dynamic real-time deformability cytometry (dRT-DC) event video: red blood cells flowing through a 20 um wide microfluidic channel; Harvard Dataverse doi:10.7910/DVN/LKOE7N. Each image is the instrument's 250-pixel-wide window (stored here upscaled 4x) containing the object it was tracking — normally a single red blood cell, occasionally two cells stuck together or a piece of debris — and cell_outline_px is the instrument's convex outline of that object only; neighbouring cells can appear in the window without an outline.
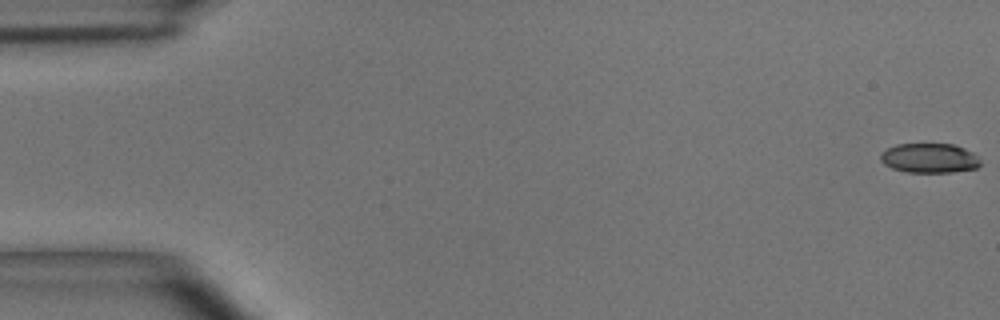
{"species": "common noctule bat (a hibernating species)", "species_latin": "Nyctalus noctula", "temperature_condition": "room temperature", "stored_images_in_passage": 49, "camera_frame_rate_fps": 3000, "um_per_image_px": 0.085, "animal": {"sex": "male", "body_mass_g": 15.6}, "frame": {"image": 1, "passage_image": 1, "time_ms": 0.0, "image_size_px": [1000, 320], "cell_outline_px": [[980, 164], [976, 168], [952, 172], [908, 172], [892, 168], [884, 164], [880, 160], [880, 156], [888, 148], [896, 144], [952, 144], [964, 148], [972, 152], [980, 160]], "centroid_in_image_um": [79.0, 13.44], "position_along_channel_um": 6.0, "area_um2": 17.05}}
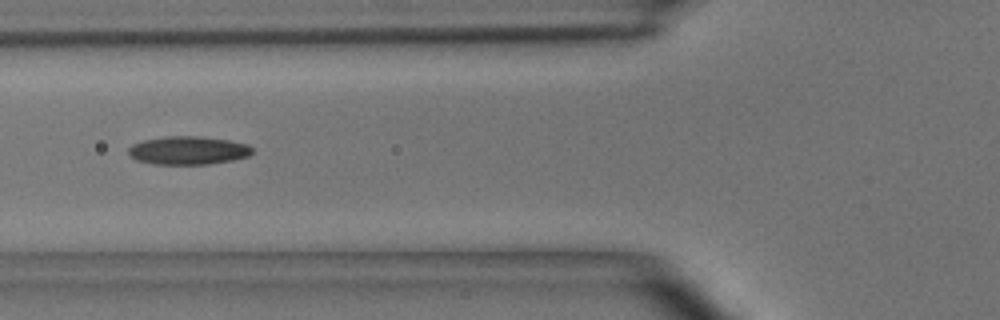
{"frame": {"image": 2, "passage_image": 19, "time_ms": 6.0, "image_size_px": [1000, 320], "cell_outline_px": [[252, 152], [248, 156], [232, 160], [208, 164], [152, 164], [136, 160], [128, 152], [128, 148], [132, 144], [144, 140], [164, 136], [200, 136], [228, 140], [248, 144], [252, 148]], "centroid_in_image_um": [15.98, 12.78], "position_along_channel_um": 109.8, "area_um2": 20.4}}
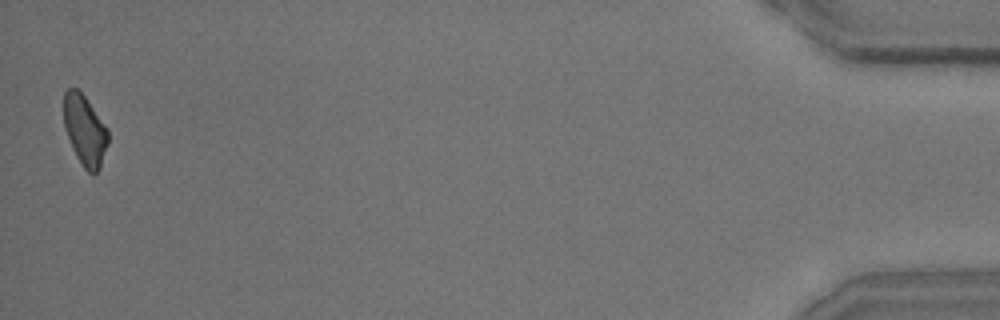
{"frame": {"image": 3, "passage_image": 49, "time_ms": 16.0, "image_size_px": [1000, 320], "cell_outline_px": [[108, 144], [100, 168], [92, 176], [84, 168], [76, 156], [72, 148], [64, 128], [64, 92], [68, 88], [76, 88], [84, 96], [108, 128]], "centroid_in_image_um": [7.21, 11.1], "position_along_channel_um": 428.0, "area_um2": 18.21}, "authors_computed_cell_mechanics": {"area_um2": 19.0162, "velocity_mm_per_s": 4.0824, "shape_relaxation_time_tau1_ms": 3.3661, "shape_relaxation_time_tau2_ms": 4.3784, "deformation_change_tau1": 0.1391, "deformation_change_tau2": 0.1279}}